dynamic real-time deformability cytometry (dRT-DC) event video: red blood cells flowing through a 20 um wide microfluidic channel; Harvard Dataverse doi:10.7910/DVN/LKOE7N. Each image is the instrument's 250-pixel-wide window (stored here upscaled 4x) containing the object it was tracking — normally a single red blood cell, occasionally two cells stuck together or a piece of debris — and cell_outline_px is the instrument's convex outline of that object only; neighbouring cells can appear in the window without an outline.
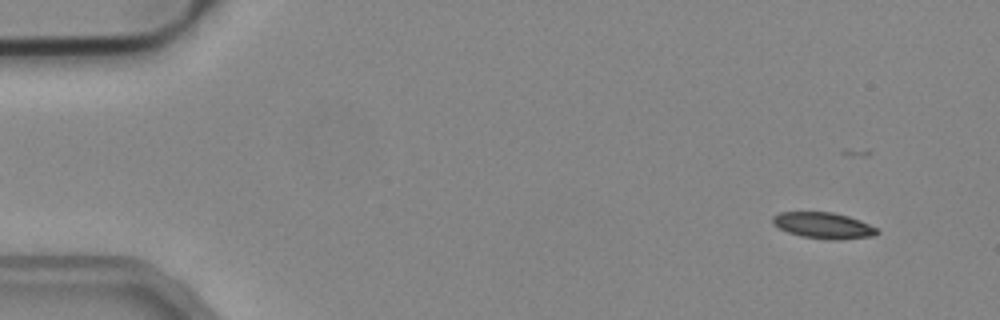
{"species": "common noctule bat (a hibernating species)", "species_latin": "Nyctalus noctula", "temperature_condition": "cold", "stored_images_in_passage": 16, "camera_frame_rate_fps": 3000, "um_per_image_px": 0.085, "animal": {"sex": "male", "body_mass_g": 19.2, "forearm_length_mm": 51.8}, "frame": {"image": 1, "passage_image": 4, "time_ms": 1.0, "image_size_px": [1000, 320], "cell_outline_px": [[880, 232], [876, 236], [832, 240], [800, 236], [788, 232], [772, 224], [772, 216], [780, 212], [832, 212], [848, 216], [860, 220], [876, 228]], "centroid_in_image_um": [69.99, 19.16], "position_along_channel_um": 15.0, "area_um2": 15.9}}
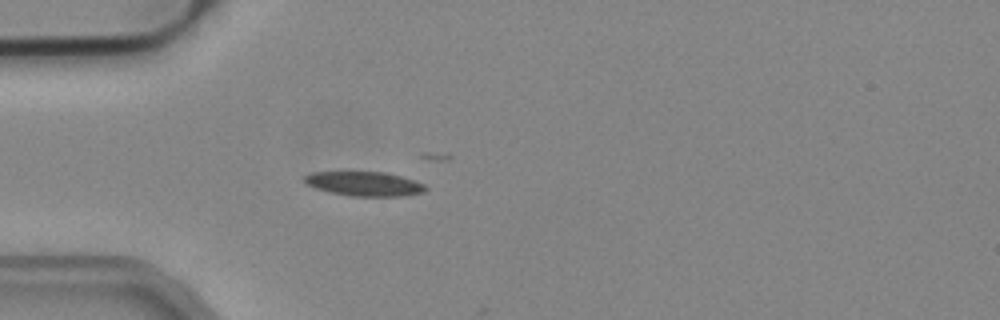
{"frame": {"image": 2, "passage_image": 15, "time_ms": 4.667, "image_size_px": [1000, 320], "cell_outline_px": [[428, 188], [424, 192], [400, 196], [352, 196], [332, 192], [316, 188], [308, 184], [304, 180], [304, 176], [312, 172], [388, 172], [424, 184]], "centroid_in_image_um": [30.99, 15.62], "position_along_channel_um": 54.0, "area_um2": 16.94}}